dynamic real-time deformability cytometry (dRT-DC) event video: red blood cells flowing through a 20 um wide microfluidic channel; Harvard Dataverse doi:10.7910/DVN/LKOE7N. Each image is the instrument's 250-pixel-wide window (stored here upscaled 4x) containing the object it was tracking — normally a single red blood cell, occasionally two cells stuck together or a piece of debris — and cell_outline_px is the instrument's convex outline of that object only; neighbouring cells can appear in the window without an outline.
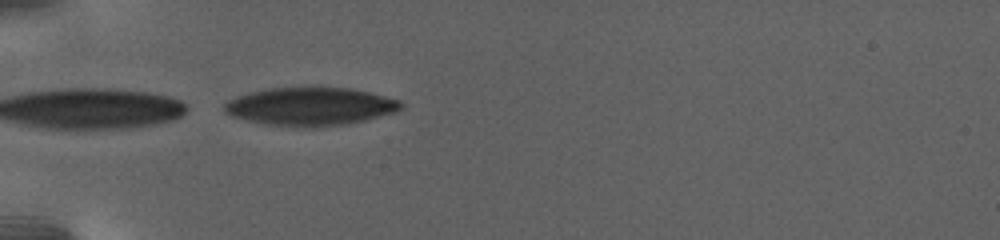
{"species": "human", "species_latin": "Homo sapiens", "temperature_condition": "warm", "stored_images_in_passage": 29, "camera_frame_rate_fps": 3000, "um_per_image_px": 0.085, "donor": {"sex": "female"}, "frame": {"image": 1, "passage_image": 1, "time_ms": 0.0, "image_size_px": [1000, 240], "cell_outline_px": [[404, 104], [400, 108], [392, 112], [364, 120], [348, 124], [312, 128], [268, 124], [248, 120], [232, 116], [224, 112], [224, 104], [228, 100], [236, 96], [268, 88], [348, 88], [368, 92], [400, 100]], "centroid_in_image_um": [26.35, 9.06], "position_along_channel_um": 58.6, "area_um2": 38.78}}
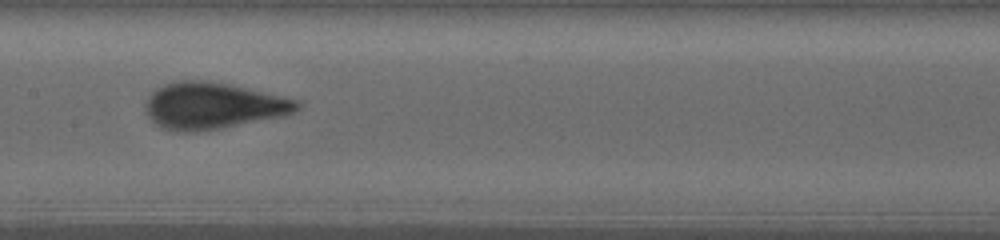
{"frame": {"image": 2, "passage_image": 10, "time_ms": 5.333, "image_size_px": [1000, 240], "cell_outline_px": [[300, 108], [284, 116], [220, 128], [192, 132], [180, 132], [160, 128], [148, 116], [144, 108], [148, 96], [152, 92], [164, 84], [180, 80], [208, 80], [228, 84], [296, 100], [300, 104]], "centroid_in_image_um": [18.03, 8.99], "position_along_channel_um": 189.4, "area_um2": 40.75}}
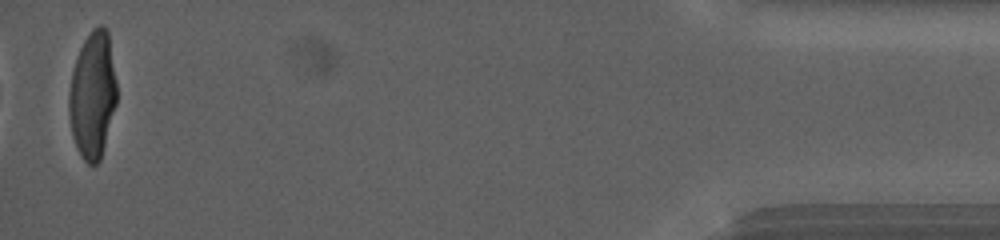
{"frame": {"image": 3, "passage_image": 29, "time_ms": 17.0, "image_size_px": [1000, 240], "cell_outline_px": [[116, 104], [100, 160], [96, 164], [88, 164], [80, 156], [76, 148], [72, 136], [68, 112], [68, 96], [72, 72], [80, 48], [84, 40], [92, 28], [100, 24], [104, 24], [108, 32], [116, 80]], "centroid_in_image_um": [7.86, 8.08], "position_along_channel_um": 427.3, "area_um2": 35.37}, "authors_computed_cell_mechanics": {"area_um2": 38.437, "velocity_mm_per_s": 2.7018, "shape_relaxation_time_tau1_ms": 5.8242, "shape_relaxation_time_tau2_ms": null, "deformation_change_tau1": 0.2334, "deformation_change_tau2": null}}